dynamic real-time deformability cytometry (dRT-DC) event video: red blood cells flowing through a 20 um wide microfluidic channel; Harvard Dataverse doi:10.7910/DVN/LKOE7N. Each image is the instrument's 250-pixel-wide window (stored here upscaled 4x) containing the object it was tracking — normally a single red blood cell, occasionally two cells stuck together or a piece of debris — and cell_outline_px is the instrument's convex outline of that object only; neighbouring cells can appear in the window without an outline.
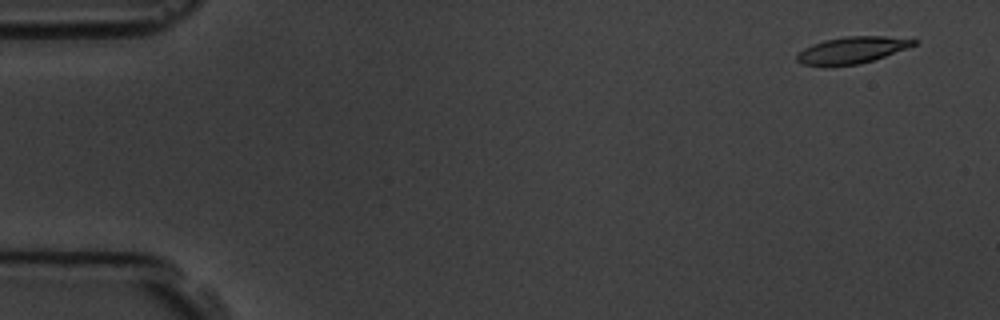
{"species": "common noctule bat (a hibernating species)", "species_latin": "Nyctalus noctula", "temperature_condition": "room temperature", "stored_images_in_passage": 5, "camera_frame_rate_fps": 3000, "um_per_image_px": 0.085, "animal": {"sex": "male", "body_mass_g": 19.5, "forearm_length_mm": 54.6}, "frame": {"image": 1, "passage_image": 1, "time_ms": 0.0, "image_size_px": [1000, 320], "cell_outline_px": [[920, 40], [916, 44], [908, 48], [860, 64], [800, 64], [796, 60], [796, 56], [804, 48], [812, 44], [824, 40], [844, 36], [884, 36]], "centroid_in_image_um": [72.45, 4.22], "position_along_channel_um": 12.5, "area_um2": 17.74}}
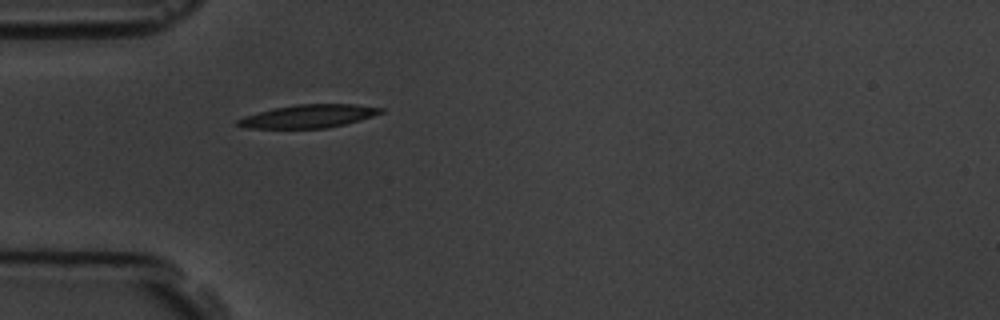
{"frame": {"image": 2, "passage_image": 5, "time_ms": 4.667, "image_size_px": [1000, 320], "cell_outline_px": [[384, 112], [360, 120], [328, 128], [248, 128], [236, 124], [236, 120], [244, 116], [272, 108], [296, 104], [356, 104], [384, 108]], "centroid_in_image_um": [26.23, 9.87], "position_along_channel_um": 58.8, "area_um2": 19.31}}